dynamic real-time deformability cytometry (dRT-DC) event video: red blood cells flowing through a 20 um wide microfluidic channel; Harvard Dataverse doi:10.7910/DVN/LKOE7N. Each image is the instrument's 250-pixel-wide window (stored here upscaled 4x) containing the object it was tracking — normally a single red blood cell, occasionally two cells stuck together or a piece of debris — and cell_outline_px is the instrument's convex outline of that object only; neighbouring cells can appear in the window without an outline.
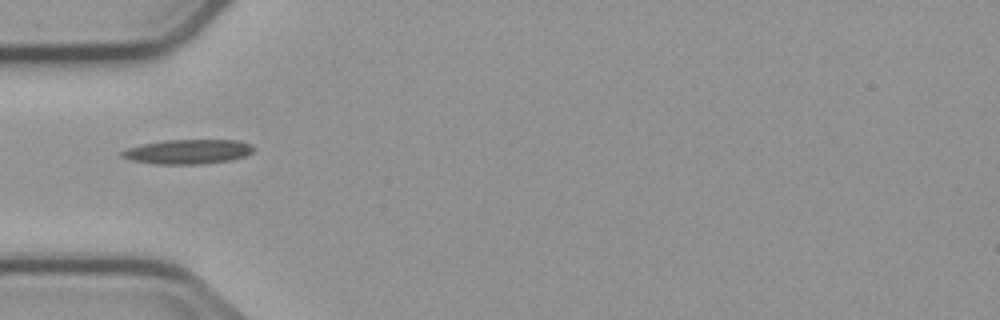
{"species": "common noctule bat (a hibernating species)", "species_latin": "Nyctalus noctula", "temperature_condition": "cold", "stored_images_in_passage": 7, "camera_frame_rate_fps": 3000, "um_per_image_px": 0.085, "animal": {"sex": "male", "body_mass_g": 23.1, "forearm_length_mm": 52.7}, "frame": {"image": 1, "passage_image": 4, "time_ms": 3.667, "image_size_px": [1000, 320], "cell_outline_px": [[256, 148], [252, 152], [244, 156], [232, 160], [200, 164], [156, 164], [132, 160], [120, 156], [120, 152], [128, 148], [144, 144], [164, 140], [236, 140], [252, 144]], "centroid_in_image_um": [16.0, 12.89], "position_along_channel_um": 69.0, "area_um2": 18.79}}
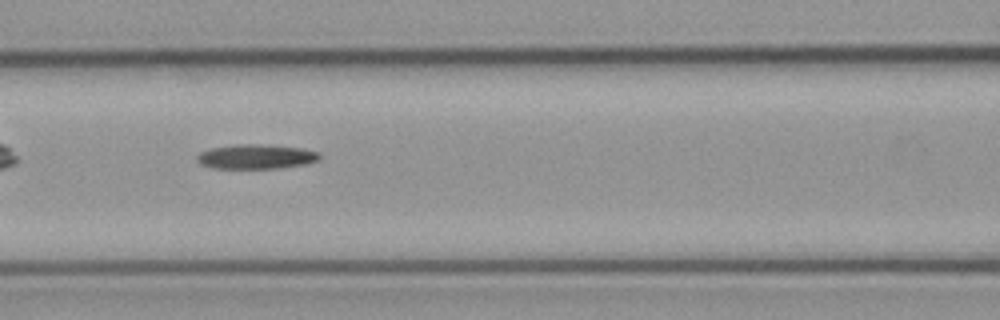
{"frame": {"image": 2, "passage_image": 6, "time_ms": 5.667, "image_size_px": [1000, 320], "cell_outline_px": [[320, 160], [304, 164], [280, 168], [212, 168], [200, 164], [196, 160], [196, 156], [200, 152], [212, 148], [240, 144], [256, 144], [300, 148], [320, 152]], "centroid_in_image_um": [21.76, 13.32], "position_along_channel_um": 144.8, "area_um2": 17.4}}
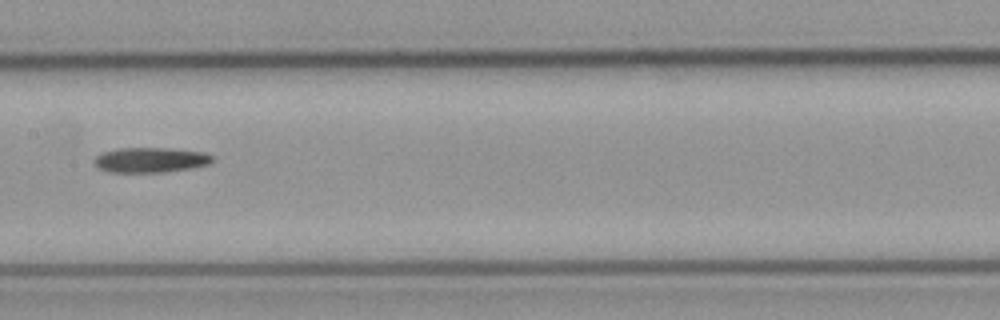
{"frame": {"image": 3, "passage_image": 7, "time_ms": 7.0, "image_size_px": [1000, 320], "cell_outline_px": [[212, 160], [208, 164], [192, 168], [160, 172], [108, 172], [96, 168], [92, 160], [100, 152], [120, 148], [164, 148], [204, 152], [212, 156]], "centroid_in_image_um": [12.7, 13.6], "position_along_channel_um": 194.7, "area_um2": 17.28}}